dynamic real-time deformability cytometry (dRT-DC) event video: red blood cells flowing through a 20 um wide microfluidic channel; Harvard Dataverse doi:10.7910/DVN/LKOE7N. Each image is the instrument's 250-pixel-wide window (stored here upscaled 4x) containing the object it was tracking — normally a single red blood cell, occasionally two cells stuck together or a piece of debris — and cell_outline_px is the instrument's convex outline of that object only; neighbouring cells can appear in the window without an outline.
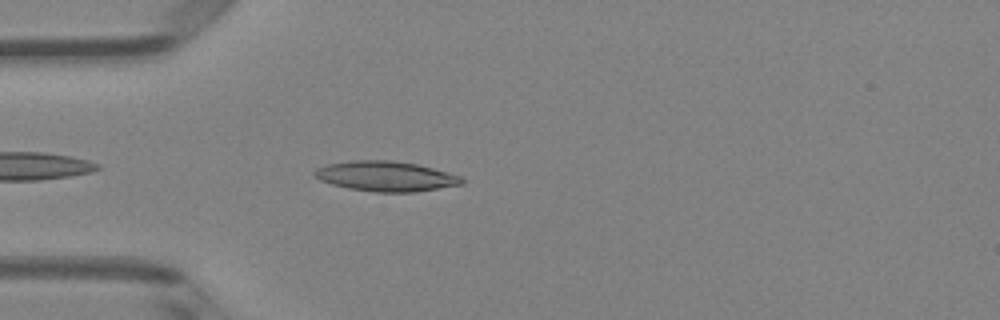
{"species": "Egyptian fruit bat (a non-hibernating species)", "species_latin": "Rousettus aegyptiacus", "temperature_condition": "room temperature", "stored_images_in_passage": 38, "camera_frame_rate_fps": 3000, "um_per_image_px": 0.085, "animal": {"sex": "female"}, "frame": {"image": 1, "passage_image": 3, "time_ms": 0.667, "image_size_px": [1000, 320], "cell_outline_px": [[464, 184], [416, 192], [376, 192], [348, 188], [332, 184], [320, 180], [312, 172], [316, 168], [328, 164], [352, 160], [392, 160], [416, 164], [432, 168], [460, 176], [464, 180]], "centroid_in_image_um": [32.79, 14.98], "position_along_channel_um": 52.2, "area_um2": 25.72}}
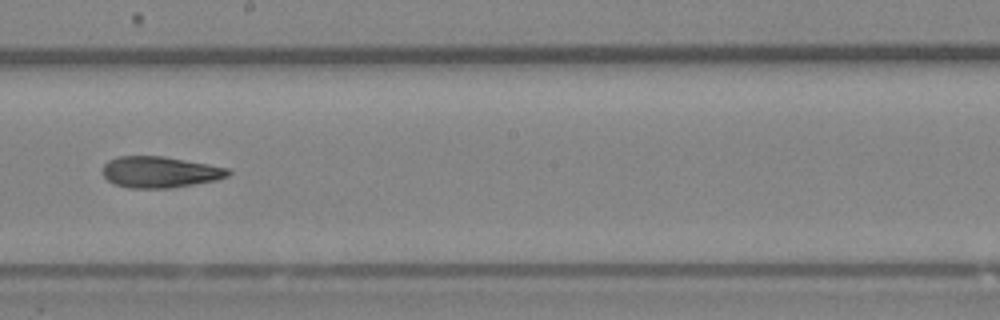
{"frame": {"image": 2, "passage_image": 17, "time_ms": 5.333, "image_size_px": [1000, 320], "cell_outline_px": [[232, 172], [228, 176], [216, 180], [172, 188], [128, 188], [116, 184], [108, 180], [104, 176], [104, 164], [108, 160], [120, 156], [164, 156], [208, 164], [228, 168]], "centroid_in_image_um": [13.61, 14.62], "position_along_channel_um": 234.6, "area_um2": 22.77}}
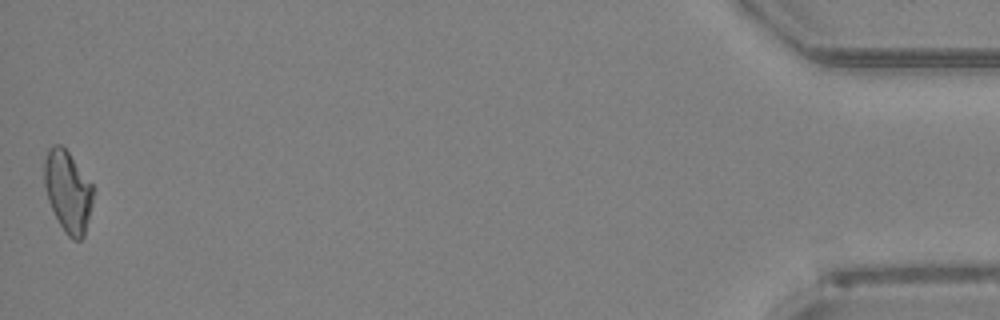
{"frame": {"image": 3, "passage_image": 38, "time_ms": 12.333, "image_size_px": [1000, 320], "cell_outline_px": [[92, 204], [84, 236], [80, 240], [72, 240], [64, 232], [48, 200], [44, 188], [44, 160], [48, 148], [52, 144], [60, 144], [68, 152], [92, 184]], "centroid_in_image_um": [5.74, 16.27], "position_along_channel_um": 429.5, "area_um2": 23.0}, "authors_computed_cell_mechanics": {"area_um2": 22.8888, "velocity_mm_per_s": 4.1155, "shape_relaxation_time_tau1_ms": null, "shape_relaxation_time_tau2_ms": 4.4624, "deformation_change_tau1": null, "deformation_change_tau2": 0.1351}}